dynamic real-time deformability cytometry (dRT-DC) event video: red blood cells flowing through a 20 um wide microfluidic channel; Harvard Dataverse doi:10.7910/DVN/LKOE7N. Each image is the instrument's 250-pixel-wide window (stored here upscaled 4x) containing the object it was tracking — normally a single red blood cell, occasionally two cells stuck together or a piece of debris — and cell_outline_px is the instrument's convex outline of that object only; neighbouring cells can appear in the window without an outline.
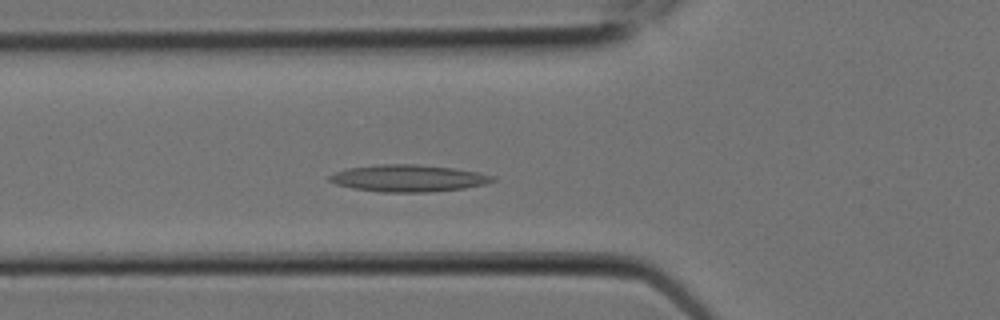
{"species": "Egyptian fruit bat (a non-hibernating species)", "species_latin": "Rousettus aegyptiacus", "temperature_condition": "room temperature", "stored_images_in_passage": 6, "camera_frame_rate_fps": 3000, "um_per_image_px": 0.085, "animal": {"sex": "female"}, "frame": {"image": 1, "passage_image": 6, "time_ms": 1.667, "image_size_px": [1000, 320], "cell_outline_px": [[496, 180], [484, 184], [464, 188], [428, 192], [380, 192], [352, 188], [336, 184], [328, 180], [328, 176], [336, 172], [348, 168], [380, 164], [416, 164], [452, 168], [480, 172], [496, 176]], "centroid_in_image_um": [34.72, 15.15], "position_along_channel_um": 91.1, "area_um2": 25.61}}